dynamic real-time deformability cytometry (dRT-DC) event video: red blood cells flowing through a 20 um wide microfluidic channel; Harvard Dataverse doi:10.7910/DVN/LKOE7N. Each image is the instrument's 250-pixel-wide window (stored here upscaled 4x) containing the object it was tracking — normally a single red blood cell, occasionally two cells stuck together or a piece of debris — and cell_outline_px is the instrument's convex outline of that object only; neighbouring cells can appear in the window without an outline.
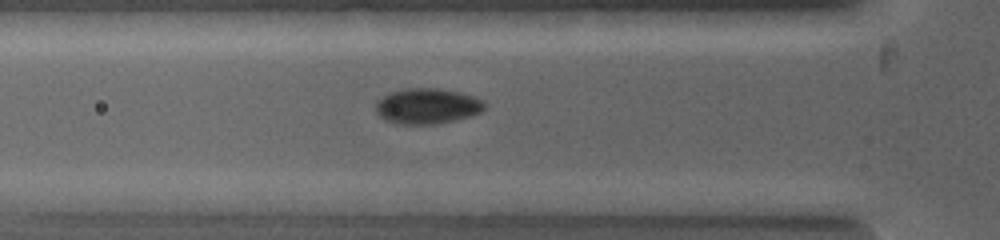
{"species": "common noctule bat (a hibernating species)", "species_latin": "Nyctalus noctula", "temperature_condition": "warm", "stored_images_in_passage": 10, "camera_frame_rate_fps": 5000, "um_per_image_px": 0.085, "animal": {"sex": "female", "body_mass_g": 19.0, "forearm_length_mm": 53.3}, "frame": {"image": 1, "passage_image": 4, "time_ms": 2.2, "image_size_px": [1000, 240], "cell_outline_px": [[484, 108], [480, 112], [472, 116], [436, 124], [396, 124], [384, 120], [376, 112], [376, 104], [384, 96], [392, 92], [404, 88], [436, 88], [460, 92], [484, 100]], "centroid_in_image_um": [36.32, 9.02], "position_along_channel_um": 89.5, "area_um2": 22.48}}
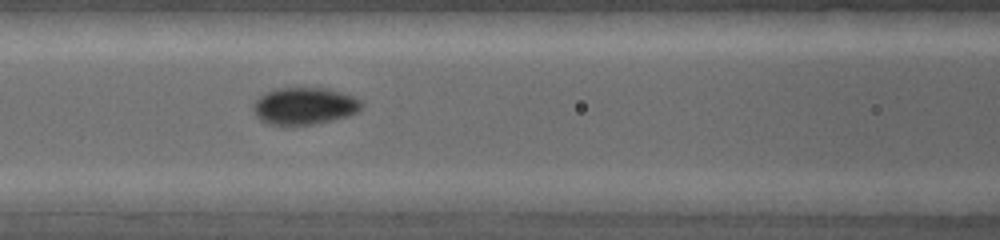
{"frame": {"image": 2, "passage_image": 6, "time_ms": 3.0, "image_size_px": [1000, 240], "cell_outline_px": [[360, 108], [356, 112], [348, 116], [316, 124], [284, 128], [280, 128], [268, 124], [260, 120], [256, 116], [252, 108], [256, 100], [260, 96], [268, 92], [284, 88], [324, 88], [348, 96], [356, 100], [360, 104]], "centroid_in_image_um": [25.76, 9.08], "position_along_channel_um": 140.8, "area_um2": 23.29}}
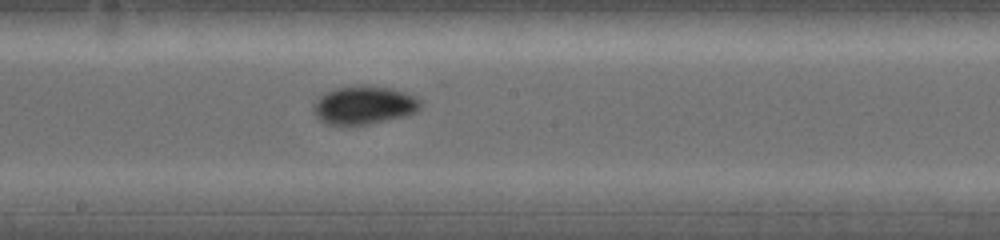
{"frame": {"image": 3, "passage_image": 9, "time_ms": 4.2, "image_size_px": [1000, 240], "cell_outline_px": [[420, 104], [416, 112], [408, 116], [368, 124], [328, 124], [320, 120], [312, 112], [320, 96], [336, 88], [388, 88], [412, 96]], "centroid_in_image_um": [30.92, 9.0], "position_along_channel_um": 217.3, "area_um2": 22.54}}